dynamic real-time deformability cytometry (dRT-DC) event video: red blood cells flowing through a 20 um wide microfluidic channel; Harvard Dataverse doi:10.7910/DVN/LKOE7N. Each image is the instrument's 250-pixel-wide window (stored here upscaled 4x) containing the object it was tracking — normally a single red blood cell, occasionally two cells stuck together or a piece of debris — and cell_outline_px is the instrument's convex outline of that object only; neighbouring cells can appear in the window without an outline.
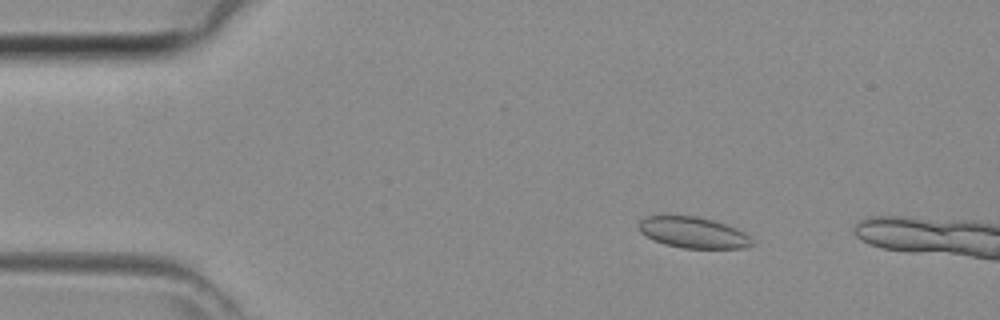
{"species": "common noctule bat (a hibernating species)", "species_latin": "Nyctalus noctula", "temperature_condition": "room temperature", "stored_images_in_passage": 13, "camera_frame_rate_fps": 3000, "um_per_image_px": 0.085, "animal": {"sex": "female", "body_mass_g": 29.2, "forearm_length_mm": 56.3}, "frame": {"image": 1, "passage_image": 8, "time_ms": 2.333, "image_size_px": [1000, 320], "cell_outline_px": [[756, 244], [744, 248], [684, 248], [664, 244], [652, 240], [640, 232], [636, 228], [636, 224], [644, 216], [696, 216], [712, 220], [724, 224], [744, 232]], "centroid_in_image_um": [58.86, 19.77], "position_along_channel_um": 26.1, "area_um2": 20.58}}